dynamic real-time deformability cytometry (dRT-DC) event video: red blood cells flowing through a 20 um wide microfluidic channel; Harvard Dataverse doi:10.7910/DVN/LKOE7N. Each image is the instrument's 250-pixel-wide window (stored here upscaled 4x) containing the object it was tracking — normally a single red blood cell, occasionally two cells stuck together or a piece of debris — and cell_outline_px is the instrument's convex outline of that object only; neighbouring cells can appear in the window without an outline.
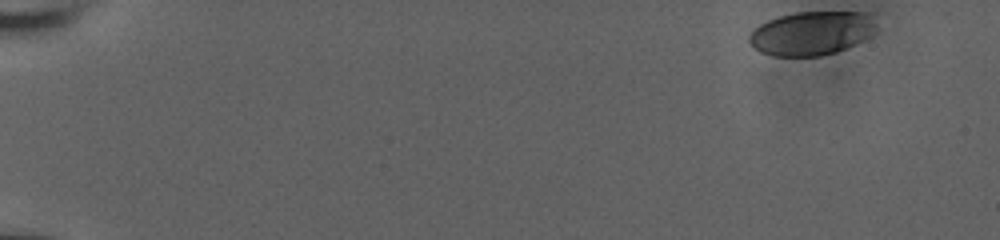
{"species": "human", "species_latin": "Homo sapiens", "temperature_condition": "room temperature", "stored_images_in_passage": 48, "camera_frame_rate_fps": 3000, "um_per_image_px": 0.085, "donor": {"sex": "male"}, "frame": {"image": 1, "passage_image": 1, "time_ms": 0.0, "image_size_px": [1000, 240], "cell_outline_px": [[876, 24], [868, 36], [836, 52], [820, 56], [772, 56], [760, 52], [748, 40], [748, 36], [760, 24], [768, 20], [780, 16], [796, 12], [860, 12]], "centroid_in_image_um": [68.88, 2.83], "position_along_channel_um": 16.1, "area_um2": 31.56}}
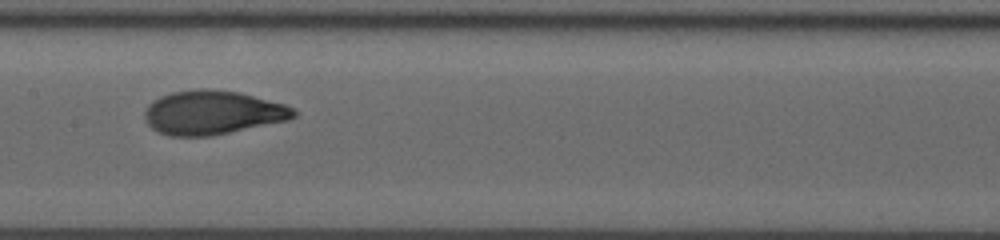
{"frame": {"image": 2, "passage_image": 28, "time_ms": 9.0, "image_size_px": [1000, 240], "cell_outline_px": [[296, 116], [288, 120], [208, 136], [168, 136], [156, 132], [144, 120], [144, 112], [148, 104], [152, 100], [160, 96], [172, 92], [196, 88], [208, 88], [240, 92], [284, 104], [292, 108], [296, 112]], "centroid_in_image_um": [18.0, 9.55], "position_along_channel_um": 189.4, "area_um2": 38.26}}
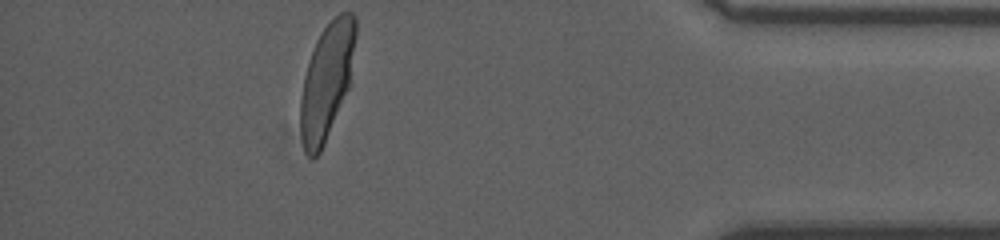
{"frame": {"image": 3, "passage_image": 48, "time_ms": 15.667, "image_size_px": [1000, 240], "cell_outline_px": [[356, 36], [348, 88], [324, 144], [320, 152], [316, 156], [308, 156], [304, 152], [300, 132], [300, 100], [304, 76], [316, 40], [324, 28], [340, 12], [352, 12], [356, 16]], "centroid_in_image_um": [27.76, 6.89], "position_along_channel_um": 407.4, "area_um2": 36.7}, "authors_computed_cell_mechanics": {"area_um2": 36.6452, "velocity_mm_per_s": 3.847, "shape_relaxation_time_tau1_ms": 3.8583, "shape_relaxation_time_tau2_ms": null, "deformation_change_tau1": 0.1909, "deformation_change_tau2": null}}